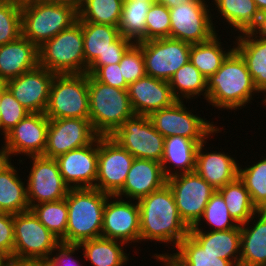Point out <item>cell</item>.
I'll list each match as a JSON object with an SVG mask.
<instances>
[{
    "label": "cell",
    "instance_id": "obj_53",
    "mask_svg": "<svg viewBox=\"0 0 266 266\" xmlns=\"http://www.w3.org/2000/svg\"><path fill=\"white\" fill-rule=\"evenodd\" d=\"M190 1L191 0H157L159 4L166 6L168 9H172L180 4L188 3Z\"/></svg>",
    "mask_w": 266,
    "mask_h": 266
},
{
    "label": "cell",
    "instance_id": "obj_13",
    "mask_svg": "<svg viewBox=\"0 0 266 266\" xmlns=\"http://www.w3.org/2000/svg\"><path fill=\"white\" fill-rule=\"evenodd\" d=\"M167 184L173 192L180 218L189 228L193 227L216 189L195 171L172 176Z\"/></svg>",
    "mask_w": 266,
    "mask_h": 266
},
{
    "label": "cell",
    "instance_id": "obj_41",
    "mask_svg": "<svg viewBox=\"0 0 266 266\" xmlns=\"http://www.w3.org/2000/svg\"><path fill=\"white\" fill-rule=\"evenodd\" d=\"M201 221H206L205 224L210 226V229L206 231H225L238 226L230 216L226 203L217 190L211 195L202 217L194 226L202 225Z\"/></svg>",
    "mask_w": 266,
    "mask_h": 266
},
{
    "label": "cell",
    "instance_id": "obj_48",
    "mask_svg": "<svg viewBox=\"0 0 266 266\" xmlns=\"http://www.w3.org/2000/svg\"><path fill=\"white\" fill-rule=\"evenodd\" d=\"M78 250H80L78 245L61 243L53 251V253H55L51 255V258L48 261H44V263L47 266H85L73 256Z\"/></svg>",
    "mask_w": 266,
    "mask_h": 266
},
{
    "label": "cell",
    "instance_id": "obj_4",
    "mask_svg": "<svg viewBox=\"0 0 266 266\" xmlns=\"http://www.w3.org/2000/svg\"><path fill=\"white\" fill-rule=\"evenodd\" d=\"M78 21V9L43 0H21L22 36L40 47Z\"/></svg>",
    "mask_w": 266,
    "mask_h": 266
},
{
    "label": "cell",
    "instance_id": "obj_46",
    "mask_svg": "<svg viewBox=\"0 0 266 266\" xmlns=\"http://www.w3.org/2000/svg\"><path fill=\"white\" fill-rule=\"evenodd\" d=\"M14 223L13 214L0 211V253L13 259Z\"/></svg>",
    "mask_w": 266,
    "mask_h": 266
},
{
    "label": "cell",
    "instance_id": "obj_51",
    "mask_svg": "<svg viewBox=\"0 0 266 266\" xmlns=\"http://www.w3.org/2000/svg\"><path fill=\"white\" fill-rule=\"evenodd\" d=\"M11 162L10 155L8 153V149L5 146V142H3V145L0 149V171L7 166Z\"/></svg>",
    "mask_w": 266,
    "mask_h": 266
},
{
    "label": "cell",
    "instance_id": "obj_38",
    "mask_svg": "<svg viewBox=\"0 0 266 266\" xmlns=\"http://www.w3.org/2000/svg\"><path fill=\"white\" fill-rule=\"evenodd\" d=\"M152 4L144 1H124L118 26L120 35L134 43L145 41L146 16Z\"/></svg>",
    "mask_w": 266,
    "mask_h": 266
},
{
    "label": "cell",
    "instance_id": "obj_58",
    "mask_svg": "<svg viewBox=\"0 0 266 266\" xmlns=\"http://www.w3.org/2000/svg\"><path fill=\"white\" fill-rule=\"evenodd\" d=\"M124 1H139V0H124ZM140 1L149 2L151 4L157 3V0H140Z\"/></svg>",
    "mask_w": 266,
    "mask_h": 266
},
{
    "label": "cell",
    "instance_id": "obj_52",
    "mask_svg": "<svg viewBox=\"0 0 266 266\" xmlns=\"http://www.w3.org/2000/svg\"><path fill=\"white\" fill-rule=\"evenodd\" d=\"M6 266H42L40 261H19L10 259Z\"/></svg>",
    "mask_w": 266,
    "mask_h": 266
},
{
    "label": "cell",
    "instance_id": "obj_7",
    "mask_svg": "<svg viewBox=\"0 0 266 266\" xmlns=\"http://www.w3.org/2000/svg\"><path fill=\"white\" fill-rule=\"evenodd\" d=\"M44 114L49 119H89L88 74H55Z\"/></svg>",
    "mask_w": 266,
    "mask_h": 266
},
{
    "label": "cell",
    "instance_id": "obj_36",
    "mask_svg": "<svg viewBox=\"0 0 266 266\" xmlns=\"http://www.w3.org/2000/svg\"><path fill=\"white\" fill-rule=\"evenodd\" d=\"M223 197L230 216L238 225L246 223L257 208L252 204L249 192L238 178L217 190Z\"/></svg>",
    "mask_w": 266,
    "mask_h": 266
},
{
    "label": "cell",
    "instance_id": "obj_37",
    "mask_svg": "<svg viewBox=\"0 0 266 266\" xmlns=\"http://www.w3.org/2000/svg\"><path fill=\"white\" fill-rule=\"evenodd\" d=\"M124 0H82L78 8L79 22L119 26Z\"/></svg>",
    "mask_w": 266,
    "mask_h": 266
},
{
    "label": "cell",
    "instance_id": "obj_42",
    "mask_svg": "<svg viewBox=\"0 0 266 266\" xmlns=\"http://www.w3.org/2000/svg\"><path fill=\"white\" fill-rule=\"evenodd\" d=\"M21 35V0H0V46Z\"/></svg>",
    "mask_w": 266,
    "mask_h": 266
},
{
    "label": "cell",
    "instance_id": "obj_11",
    "mask_svg": "<svg viewBox=\"0 0 266 266\" xmlns=\"http://www.w3.org/2000/svg\"><path fill=\"white\" fill-rule=\"evenodd\" d=\"M134 158L161 162L164 139L148 116L134 115L110 136Z\"/></svg>",
    "mask_w": 266,
    "mask_h": 266
},
{
    "label": "cell",
    "instance_id": "obj_24",
    "mask_svg": "<svg viewBox=\"0 0 266 266\" xmlns=\"http://www.w3.org/2000/svg\"><path fill=\"white\" fill-rule=\"evenodd\" d=\"M39 65L38 47L22 35L0 46V82L35 69Z\"/></svg>",
    "mask_w": 266,
    "mask_h": 266
},
{
    "label": "cell",
    "instance_id": "obj_30",
    "mask_svg": "<svg viewBox=\"0 0 266 266\" xmlns=\"http://www.w3.org/2000/svg\"><path fill=\"white\" fill-rule=\"evenodd\" d=\"M11 162L0 171V211L18 214L30 210L25 180Z\"/></svg>",
    "mask_w": 266,
    "mask_h": 266
},
{
    "label": "cell",
    "instance_id": "obj_56",
    "mask_svg": "<svg viewBox=\"0 0 266 266\" xmlns=\"http://www.w3.org/2000/svg\"><path fill=\"white\" fill-rule=\"evenodd\" d=\"M260 13L266 11V0H254Z\"/></svg>",
    "mask_w": 266,
    "mask_h": 266
},
{
    "label": "cell",
    "instance_id": "obj_8",
    "mask_svg": "<svg viewBox=\"0 0 266 266\" xmlns=\"http://www.w3.org/2000/svg\"><path fill=\"white\" fill-rule=\"evenodd\" d=\"M13 259L19 261H48L61 241L29 210L13 214Z\"/></svg>",
    "mask_w": 266,
    "mask_h": 266
},
{
    "label": "cell",
    "instance_id": "obj_28",
    "mask_svg": "<svg viewBox=\"0 0 266 266\" xmlns=\"http://www.w3.org/2000/svg\"><path fill=\"white\" fill-rule=\"evenodd\" d=\"M233 42L234 49L241 55L251 74L255 88L264 94L262 104L266 105V39L251 32L238 34Z\"/></svg>",
    "mask_w": 266,
    "mask_h": 266
},
{
    "label": "cell",
    "instance_id": "obj_19",
    "mask_svg": "<svg viewBox=\"0 0 266 266\" xmlns=\"http://www.w3.org/2000/svg\"><path fill=\"white\" fill-rule=\"evenodd\" d=\"M49 118L44 113H30L4 137L5 146L12 156L43 155L46 147Z\"/></svg>",
    "mask_w": 266,
    "mask_h": 266
},
{
    "label": "cell",
    "instance_id": "obj_40",
    "mask_svg": "<svg viewBox=\"0 0 266 266\" xmlns=\"http://www.w3.org/2000/svg\"><path fill=\"white\" fill-rule=\"evenodd\" d=\"M249 167L239 166V179L247 188L258 211L266 210V155Z\"/></svg>",
    "mask_w": 266,
    "mask_h": 266
},
{
    "label": "cell",
    "instance_id": "obj_39",
    "mask_svg": "<svg viewBox=\"0 0 266 266\" xmlns=\"http://www.w3.org/2000/svg\"><path fill=\"white\" fill-rule=\"evenodd\" d=\"M30 210L49 231L58 237L61 243L66 244L68 208L65 198L33 205Z\"/></svg>",
    "mask_w": 266,
    "mask_h": 266
},
{
    "label": "cell",
    "instance_id": "obj_54",
    "mask_svg": "<svg viewBox=\"0 0 266 266\" xmlns=\"http://www.w3.org/2000/svg\"><path fill=\"white\" fill-rule=\"evenodd\" d=\"M45 2H50V3H56V4H66V5H71L73 7H76L77 9L79 8L82 0H43Z\"/></svg>",
    "mask_w": 266,
    "mask_h": 266
},
{
    "label": "cell",
    "instance_id": "obj_2",
    "mask_svg": "<svg viewBox=\"0 0 266 266\" xmlns=\"http://www.w3.org/2000/svg\"><path fill=\"white\" fill-rule=\"evenodd\" d=\"M207 101L218 110H239L252 102L255 88L241 55L234 49L215 74L207 79ZM253 95V96H252Z\"/></svg>",
    "mask_w": 266,
    "mask_h": 266
},
{
    "label": "cell",
    "instance_id": "obj_45",
    "mask_svg": "<svg viewBox=\"0 0 266 266\" xmlns=\"http://www.w3.org/2000/svg\"><path fill=\"white\" fill-rule=\"evenodd\" d=\"M119 66L128 85L147 75L142 49L136 43L125 52Z\"/></svg>",
    "mask_w": 266,
    "mask_h": 266
},
{
    "label": "cell",
    "instance_id": "obj_44",
    "mask_svg": "<svg viewBox=\"0 0 266 266\" xmlns=\"http://www.w3.org/2000/svg\"><path fill=\"white\" fill-rule=\"evenodd\" d=\"M145 41L159 38H170L169 9L157 3L150 6L146 16Z\"/></svg>",
    "mask_w": 266,
    "mask_h": 266
},
{
    "label": "cell",
    "instance_id": "obj_9",
    "mask_svg": "<svg viewBox=\"0 0 266 266\" xmlns=\"http://www.w3.org/2000/svg\"><path fill=\"white\" fill-rule=\"evenodd\" d=\"M184 102L177 100L171 106L154 111L148 116L154 128L162 136H182L200 144L208 140L211 135L222 132L221 127L213 124V121L194 115Z\"/></svg>",
    "mask_w": 266,
    "mask_h": 266
},
{
    "label": "cell",
    "instance_id": "obj_22",
    "mask_svg": "<svg viewBox=\"0 0 266 266\" xmlns=\"http://www.w3.org/2000/svg\"><path fill=\"white\" fill-rule=\"evenodd\" d=\"M166 183L160 162L134 158L123 188L115 196L138 201Z\"/></svg>",
    "mask_w": 266,
    "mask_h": 266
},
{
    "label": "cell",
    "instance_id": "obj_16",
    "mask_svg": "<svg viewBox=\"0 0 266 266\" xmlns=\"http://www.w3.org/2000/svg\"><path fill=\"white\" fill-rule=\"evenodd\" d=\"M126 200L115 195L107 198L101 237L129 245L140 242V208L137 201Z\"/></svg>",
    "mask_w": 266,
    "mask_h": 266
},
{
    "label": "cell",
    "instance_id": "obj_49",
    "mask_svg": "<svg viewBox=\"0 0 266 266\" xmlns=\"http://www.w3.org/2000/svg\"><path fill=\"white\" fill-rule=\"evenodd\" d=\"M129 48H114L107 50L103 55H99L89 66L87 74H93L99 67L108 64H117L122 60L123 55Z\"/></svg>",
    "mask_w": 266,
    "mask_h": 266
},
{
    "label": "cell",
    "instance_id": "obj_57",
    "mask_svg": "<svg viewBox=\"0 0 266 266\" xmlns=\"http://www.w3.org/2000/svg\"><path fill=\"white\" fill-rule=\"evenodd\" d=\"M11 258L0 253V266H6Z\"/></svg>",
    "mask_w": 266,
    "mask_h": 266
},
{
    "label": "cell",
    "instance_id": "obj_34",
    "mask_svg": "<svg viewBox=\"0 0 266 266\" xmlns=\"http://www.w3.org/2000/svg\"><path fill=\"white\" fill-rule=\"evenodd\" d=\"M174 98L187 101L203 96L207 99V78L189 61L179 68L168 81ZM189 99V100H188Z\"/></svg>",
    "mask_w": 266,
    "mask_h": 266
},
{
    "label": "cell",
    "instance_id": "obj_43",
    "mask_svg": "<svg viewBox=\"0 0 266 266\" xmlns=\"http://www.w3.org/2000/svg\"><path fill=\"white\" fill-rule=\"evenodd\" d=\"M1 116H0V134L6 135L30 112L24 108L20 102L14 98L10 90L1 85Z\"/></svg>",
    "mask_w": 266,
    "mask_h": 266
},
{
    "label": "cell",
    "instance_id": "obj_1",
    "mask_svg": "<svg viewBox=\"0 0 266 266\" xmlns=\"http://www.w3.org/2000/svg\"><path fill=\"white\" fill-rule=\"evenodd\" d=\"M137 202L140 208V242L170 243L176 249L189 235L190 228L180 218L173 192L167 183Z\"/></svg>",
    "mask_w": 266,
    "mask_h": 266
},
{
    "label": "cell",
    "instance_id": "obj_14",
    "mask_svg": "<svg viewBox=\"0 0 266 266\" xmlns=\"http://www.w3.org/2000/svg\"><path fill=\"white\" fill-rule=\"evenodd\" d=\"M30 171L27 175V200L33 205L66 198L69 187L64 183L55 158L43 155L29 156Z\"/></svg>",
    "mask_w": 266,
    "mask_h": 266
},
{
    "label": "cell",
    "instance_id": "obj_35",
    "mask_svg": "<svg viewBox=\"0 0 266 266\" xmlns=\"http://www.w3.org/2000/svg\"><path fill=\"white\" fill-rule=\"evenodd\" d=\"M169 254L180 266H235L230 260L205 251L190 235L178 244L176 253H156L152 257L157 259Z\"/></svg>",
    "mask_w": 266,
    "mask_h": 266
},
{
    "label": "cell",
    "instance_id": "obj_55",
    "mask_svg": "<svg viewBox=\"0 0 266 266\" xmlns=\"http://www.w3.org/2000/svg\"><path fill=\"white\" fill-rule=\"evenodd\" d=\"M156 261H160L163 266H180L170 255H165L160 258H157Z\"/></svg>",
    "mask_w": 266,
    "mask_h": 266
},
{
    "label": "cell",
    "instance_id": "obj_5",
    "mask_svg": "<svg viewBox=\"0 0 266 266\" xmlns=\"http://www.w3.org/2000/svg\"><path fill=\"white\" fill-rule=\"evenodd\" d=\"M89 120L99 136H111L135 114L127 89H119L97 81L88 74Z\"/></svg>",
    "mask_w": 266,
    "mask_h": 266
},
{
    "label": "cell",
    "instance_id": "obj_59",
    "mask_svg": "<svg viewBox=\"0 0 266 266\" xmlns=\"http://www.w3.org/2000/svg\"><path fill=\"white\" fill-rule=\"evenodd\" d=\"M0 104H1V87H0ZM0 116H1V106H0Z\"/></svg>",
    "mask_w": 266,
    "mask_h": 266
},
{
    "label": "cell",
    "instance_id": "obj_29",
    "mask_svg": "<svg viewBox=\"0 0 266 266\" xmlns=\"http://www.w3.org/2000/svg\"><path fill=\"white\" fill-rule=\"evenodd\" d=\"M198 147L199 143L193 139L177 135L165 137L160 162L165 177L168 179L178 174L193 172Z\"/></svg>",
    "mask_w": 266,
    "mask_h": 266
},
{
    "label": "cell",
    "instance_id": "obj_31",
    "mask_svg": "<svg viewBox=\"0 0 266 266\" xmlns=\"http://www.w3.org/2000/svg\"><path fill=\"white\" fill-rule=\"evenodd\" d=\"M213 7L220 18L237 34L251 32L259 19L260 12L254 0H213ZM218 8V9H217ZM230 25V26H229Z\"/></svg>",
    "mask_w": 266,
    "mask_h": 266
},
{
    "label": "cell",
    "instance_id": "obj_26",
    "mask_svg": "<svg viewBox=\"0 0 266 266\" xmlns=\"http://www.w3.org/2000/svg\"><path fill=\"white\" fill-rule=\"evenodd\" d=\"M84 41V57L89 66L99 55L114 48H130L134 42L120 35L118 27L109 24L80 22Z\"/></svg>",
    "mask_w": 266,
    "mask_h": 266
},
{
    "label": "cell",
    "instance_id": "obj_20",
    "mask_svg": "<svg viewBox=\"0 0 266 266\" xmlns=\"http://www.w3.org/2000/svg\"><path fill=\"white\" fill-rule=\"evenodd\" d=\"M54 76L55 73L38 65L35 69L8 80L4 85L30 113H44Z\"/></svg>",
    "mask_w": 266,
    "mask_h": 266
},
{
    "label": "cell",
    "instance_id": "obj_21",
    "mask_svg": "<svg viewBox=\"0 0 266 266\" xmlns=\"http://www.w3.org/2000/svg\"><path fill=\"white\" fill-rule=\"evenodd\" d=\"M127 92L135 115L149 116L177 101L167 81L148 75L129 84Z\"/></svg>",
    "mask_w": 266,
    "mask_h": 266
},
{
    "label": "cell",
    "instance_id": "obj_3",
    "mask_svg": "<svg viewBox=\"0 0 266 266\" xmlns=\"http://www.w3.org/2000/svg\"><path fill=\"white\" fill-rule=\"evenodd\" d=\"M110 195L95 188L69 189L65 198L68 208L66 244L101 237L103 211Z\"/></svg>",
    "mask_w": 266,
    "mask_h": 266
},
{
    "label": "cell",
    "instance_id": "obj_27",
    "mask_svg": "<svg viewBox=\"0 0 266 266\" xmlns=\"http://www.w3.org/2000/svg\"><path fill=\"white\" fill-rule=\"evenodd\" d=\"M189 235L205 251L218 255V258L230 260L235 266H239L240 225L225 231H205L202 226H193L189 230Z\"/></svg>",
    "mask_w": 266,
    "mask_h": 266
},
{
    "label": "cell",
    "instance_id": "obj_32",
    "mask_svg": "<svg viewBox=\"0 0 266 266\" xmlns=\"http://www.w3.org/2000/svg\"><path fill=\"white\" fill-rule=\"evenodd\" d=\"M78 246L83 250L84 261L92 266H124L129 262L125 243L121 241L99 237L82 241Z\"/></svg>",
    "mask_w": 266,
    "mask_h": 266
},
{
    "label": "cell",
    "instance_id": "obj_50",
    "mask_svg": "<svg viewBox=\"0 0 266 266\" xmlns=\"http://www.w3.org/2000/svg\"><path fill=\"white\" fill-rule=\"evenodd\" d=\"M251 33L261 39H266V11L260 13L258 22Z\"/></svg>",
    "mask_w": 266,
    "mask_h": 266
},
{
    "label": "cell",
    "instance_id": "obj_12",
    "mask_svg": "<svg viewBox=\"0 0 266 266\" xmlns=\"http://www.w3.org/2000/svg\"><path fill=\"white\" fill-rule=\"evenodd\" d=\"M143 52L146 74L169 81L190 59L191 44L172 38H159L136 43Z\"/></svg>",
    "mask_w": 266,
    "mask_h": 266
},
{
    "label": "cell",
    "instance_id": "obj_18",
    "mask_svg": "<svg viewBox=\"0 0 266 266\" xmlns=\"http://www.w3.org/2000/svg\"><path fill=\"white\" fill-rule=\"evenodd\" d=\"M98 149L99 136L91 144L56 158L63 181L70 189L95 188Z\"/></svg>",
    "mask_w": 266,
    "mask_h": 266
},
{
    "label": "cell",
    "instance_id": "obj_23",
    "mask_svg": "<svg viewBox=\"0 0 266 266\" xmlns=\"http://www.w3.org/2000/svg\"><path fill=\"white\" fill-rule=\"evenodd\" d=\"M206 142L199 144L194 171L218 190L238 178L239 163L228 153L206 152Z\"/></svg>",
    "mask_w": 266,
    "mask_h": 266
},
{
    "label": "cell",
    "instance_id": "obj_33",
    "mask_svg": "<svg viewBox=\"0 0 266 266\" xmlns=\"http://www.w3.org/2000/svg\"><path fill=\"white\" fill-rule=\"evenodd\" d=\"M219 40L221 41L217 33L209 41L191 44L189 61L207 79L216 73L223 61L234 50V46L233 48L230 46V49L222 47L224 44Z\"/></svg>",
    "mask_w": 266,
    "mask_h": 266
},
{
    "label": "cell",
    "instance_id": "obj_25",
    "mask_svg": "<svg viewBox=\"0 0 266 266\" xmlns=\"http://www.w3.org/2000/svg\"><path fill=\"white\" fill-rule=\"evenodd\" d=\"M240 228L239 266H266V210L257 211Z\"/></svg>",
    "mask_w": 266,
    "mask_h": 266
},
{
    "label": "cell",
    "instance_id": "obj_47",
    "mask_svg": "<svg viewBox=\"0 0 266 266\" xmlns=\"http://www.w3.org/2000/svg\"><path fill=\"white\" fill-rule=\"evenodd\" d=\"M92 76L97 81H100L103 84L119 89L128 88V84L126 83L124 77L122 76L119 63L101 66L92 74Z\"/></svg>",
    "mask_w": 266,
    "mask_h": 266
},
{
    "label": "cell",
    "instance_id": "obj_10",
    "mask_svg": "<svg viewBox=\"0 0 266 266\" xmlns=\"http://www.w3.org/2000/svg\"><path fill=\"white\" fill-rule=\"evenodd\" d=\"M209 0H191L169 9L170 38L189 44L209 41L219 30L215 29ZM209 8V9H208ZM214 22V24H213Z\"/></svg>",
    "mask_w": 266,
    "mask_h": 266
},
{
    "label": "cell",
    "instance_id": "obj_6",
    "mask_svg": "<svg viewBox=\"0 0 266 266\" xmlns=\"http://www.w3.org/2000/svg\"><path fill=\"white\" fill-rule=\"evenodd\" d=\"M39 66L55 74H83L88 66L84 57L82 26L79 21L38 47Z\"/></svg>",
    "mask_w": 266,
    "mask_h": 266
},
{
    "label": "cell",
    "instance_id": "obj_17",
    "mask_svg": "<svg viewBox=\"0 0 266 266\" xmlns=\"http://www.w3.org/2000/svg\"><path fill=\"white\" fill-rule=\"evenodd\" d=\"M98 136L89 119H49L43 156L56 159L59 155L91 144Z\"/></svg>",
    "mask_w": 266,
    "mask_h": 266
},
{
    "label": "cell",
    "instance_id": "obj_15",
    "mask_svg": "<svg viewBox=\"0 0 266 266\" xmlns=\"http://www.w3.org/2000/svg\"><path fill=\"white\" fill-rule=\"evenodd\" d=\"M134 157L110 136H99L95 189L116 195L126 181Z\"/></svg>",
    "mask_w": 266,
    "mask_h": 266
}]
</instances>
